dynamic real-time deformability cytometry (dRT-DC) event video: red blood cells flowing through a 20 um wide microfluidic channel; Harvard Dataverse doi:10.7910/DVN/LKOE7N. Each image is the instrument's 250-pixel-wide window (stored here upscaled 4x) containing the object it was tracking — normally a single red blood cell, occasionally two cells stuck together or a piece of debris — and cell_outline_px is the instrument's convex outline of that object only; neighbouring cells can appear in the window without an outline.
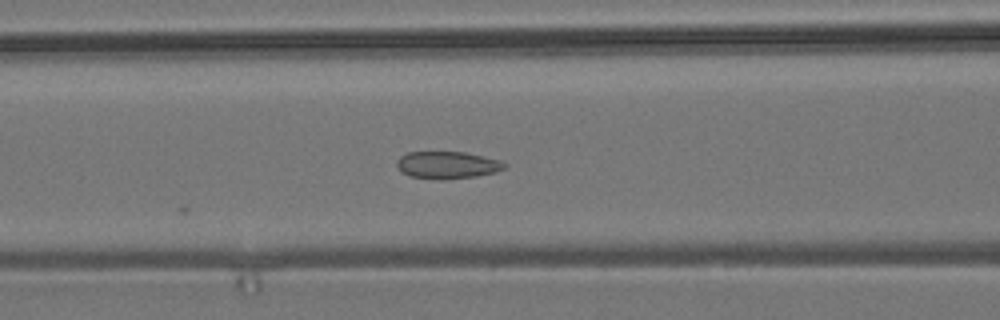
{"species": "common noctule bat (a hibernating species)", "species_latin": "Nyctalus noctula", "temperature_condition": "room temperature", "stored_images_in_passage": 5, "camera_frame_rate_fps": 3000, "um_per_image_px": 0.085, "animal": {"sex": "male", "body_mass_g": 19.2, "forearm_length_mm": 51.8}, "frame": {"image": 1, "passage_image": 5, "time_ms": 1.333, "image_size_px": [1000, 320], "cell_outline_px": [[508, 164], [504, 168], [496, 172], [476, 176], [408, 176], [400, 172], [396, 164], [396, 160], [400, 156], [408, 152], [464, 152], [500, 160]], "centroid_in_image_um": [38.01, 13.97], "position_along_channel_um": 128.6, "area_um2": 16.24}}